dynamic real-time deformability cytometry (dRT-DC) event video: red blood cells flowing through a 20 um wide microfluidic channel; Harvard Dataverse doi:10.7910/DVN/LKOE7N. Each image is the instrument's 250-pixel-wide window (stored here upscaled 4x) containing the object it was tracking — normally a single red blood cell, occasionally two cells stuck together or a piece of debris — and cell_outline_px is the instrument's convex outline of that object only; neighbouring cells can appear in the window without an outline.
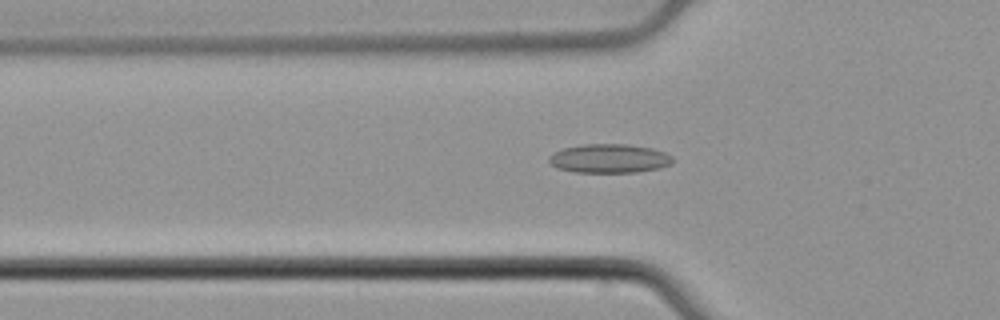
{"species": "common noctule bat (a hibernating species)", "species_latin": "Nyctalus noctula", "temperature_condition": "cold", "stored_images_in_passage": 53, "camera_frame_rate_fps": 3000, "um_per_image_px": 0.085, "animal": {"sex": "male", "body_mass_g": 21.5, "forearm_length_mm": 52.0}, "frame": {"image": 1, "passage_image": 18, "time_ms": 5.667, "image_size_px": [1000, 320], "cell_outline_px": [[672, 164], [660, 168], [636, 172], [572, 172], [556, 168], [548, 160], [548, 156], [564, 148], [584, 144], [628, 144], [652, 148], [664, 152], [672, 156]], "centroid_in_image_um": [51.79, 13.47], "position_along_channel_um": 74.0, "area_um2": 20.87}}
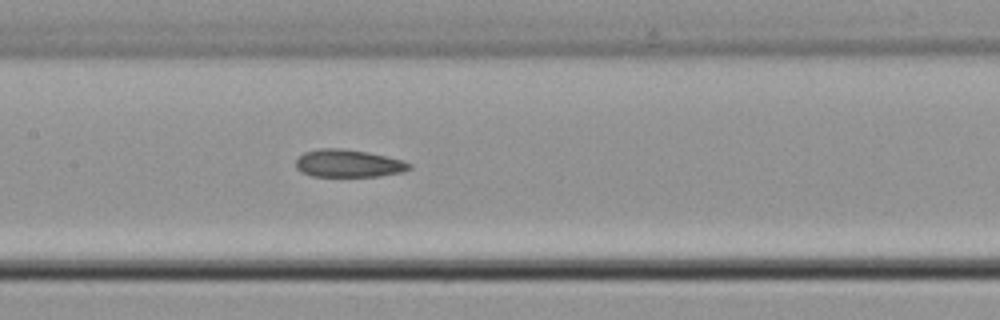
{"frame": {"image": 2, "passage_image": 26, "time_ms": 8.333, "image_size_px": [1000, 320], "cell_outline_px": [[412, 168], [404, 172], [380, 176], [312, 176], [300, 172], [296, 168], [296, 160], [304, 152], [320, 148], [344, 148], [368, 152], [404, 160], [412, 164]], "centroid_in_image_um": [29.64, 13.89], "position_along_channel_um": 177.8, "area_um2": 18.5}}
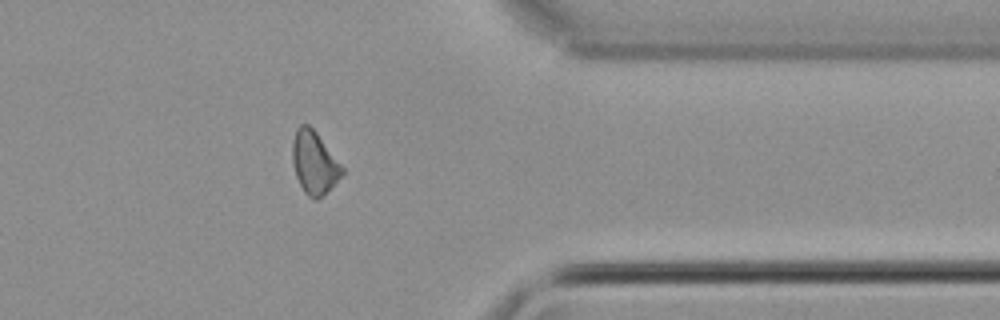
{"frame": {"image": 3, "passage_image": 43, "time_ms": 14.0, "image_size_px": [1000, 320], "cell_outline_px": [[344, 172], [316, 200], [312, 200], [304, 192], [296, 176], [292, 160], [292, 144], [296, 128], [300, 124], [308, 124], [316, 132], [344, 168]], "centroid_in_image_um": [26.67, 13.79], "position_along_channel_um": 384.7, "area_um2": 17.74}, "authors_computed_cell_mechanics": {"area_um2": 18.9584, "velocity_mm_per_s": 3.8934, "shape_relaxation_time_tau1_ms": null, "shape_relaxation_time_tau2_ms": 2.7255, "deformation_change_tau1": null, "deformation_change_tau2": 0.1037}}